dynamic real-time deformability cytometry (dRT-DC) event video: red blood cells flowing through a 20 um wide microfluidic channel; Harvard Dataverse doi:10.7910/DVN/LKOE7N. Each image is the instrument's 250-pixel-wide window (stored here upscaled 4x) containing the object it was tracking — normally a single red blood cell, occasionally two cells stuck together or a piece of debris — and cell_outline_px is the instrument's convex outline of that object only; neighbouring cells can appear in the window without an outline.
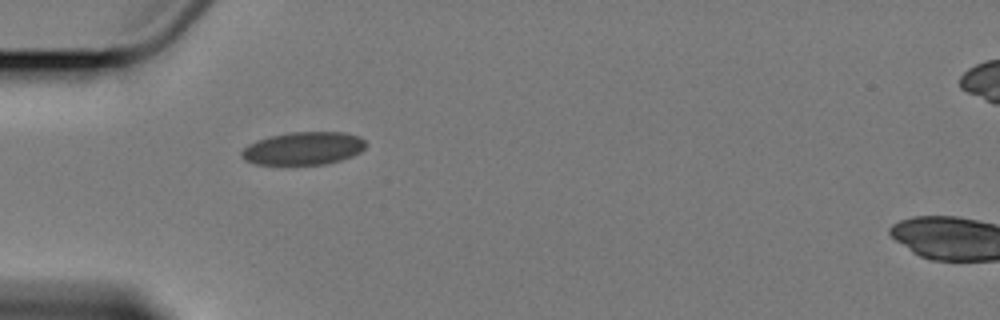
{"species": "Egyptian fruit bat (a non-hibernating species)", "species_latin": "Rousettus aegyptiacus", "temperature_condition": "cold", "stored_images_in_passage": 1, "camera_frame_rate_fps": 3000, "um_per_image_px": 0.085, "animal": {"sex": "female"}, "frame": {"image": 1, "passage_image": 1, "time_ms": 0.0, "image_size_px": [1000, 320], "cell_outline_px": [[368, 144], [360, 152], [352, 156], [340, 160], [324, 164], [252, 164], [244, 160], [240, 156], [240, 152], [248, 144], [256, 140], [268, 136], [288, 132], [344, 132], [360, 136]], "centroid_in_image_um": [25.77, 12.6], "position_along_channel_um": 59.2, "area_um2": 24.04}}